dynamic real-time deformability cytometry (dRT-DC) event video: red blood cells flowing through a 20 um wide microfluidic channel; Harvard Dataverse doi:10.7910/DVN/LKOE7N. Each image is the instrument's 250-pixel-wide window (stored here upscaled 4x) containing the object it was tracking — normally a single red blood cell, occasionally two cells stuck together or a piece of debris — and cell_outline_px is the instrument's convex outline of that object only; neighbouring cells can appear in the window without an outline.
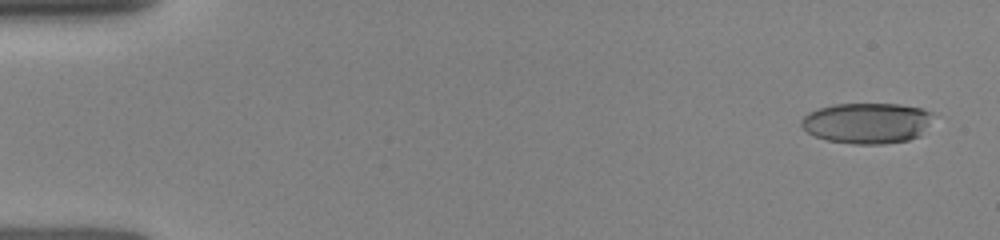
{"species": "human", "species_latin": "Homo sapiens", "temperature_condition": "room temperature", "stored_images_in_passage": 12, "camera_frame_rate_fps": 3000, "um_per_image_px": 0.085, "donor": {"sex": "female"}, "frame": {"image": 1, "passage_image": 2, "time_ms": 0.667, "image_size_px": [1000, 240], "cell_outline_px": [[932, 112], [928, 124], [920, 136], [908, 140], [884, 144], [856, 144], [828, 140], [816, 136], [808, 132], [800, 124], [800, 120], [808, 112], [832, 104], [900, 104], [920, 108]], "centroid_in_image_um": [73.68, 10.46], "position_along_channel_um": 11.3, "area_um2": 31.1}}
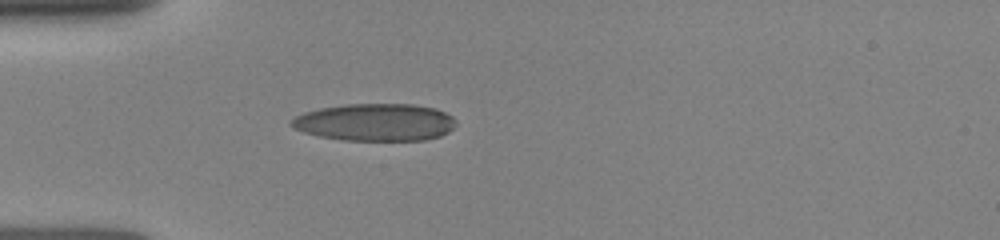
{"frame": {"image": 2, "passage_image": 9, "time_ms": 4.667, "image_size_px": [1000, 240], "cell_outline_px": [[456, 124], [448, 132], [440, 136], [424, 140], [344, 140], [320, 136], [304, 132], [292, 128], [288, 124], [288, 120], [304, 112], [320, 108], [348, 104], [412, 104], [436, 108], [452, 116], [456, 120]], "centroid_in_image_um": [31.87, 10.39], "position_along_channel_um": 53.1, "area_um2": 35.95}}
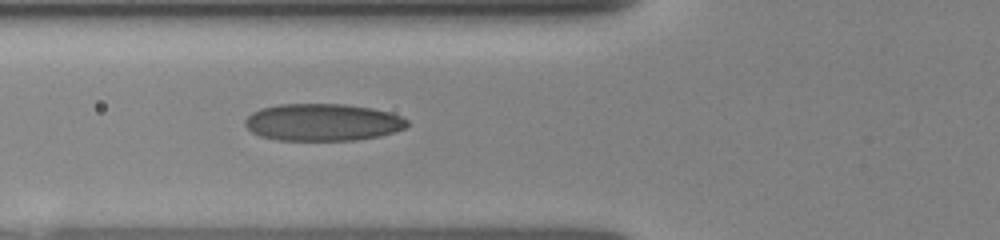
{"frame": {"image": 3, "passage_image": 12, "time_ms": 6.0, "image_size_px": [1000, 240], "cell_outline_px": [[408, 124], [404, 128], [396, 132], [380, 136], [356, 140], [276, 140], [260, 136], [252, 132], [244, 124], [244, 120], [252, 112], [260, 108], [280, 104], [344, 104], [372, 108], [388, 112], [400, 116], [408, 120]], "centroid_in_image_um": [27.42, 10.39], "position_along_channel_um": 98.4, "area_um2": 35.26}}